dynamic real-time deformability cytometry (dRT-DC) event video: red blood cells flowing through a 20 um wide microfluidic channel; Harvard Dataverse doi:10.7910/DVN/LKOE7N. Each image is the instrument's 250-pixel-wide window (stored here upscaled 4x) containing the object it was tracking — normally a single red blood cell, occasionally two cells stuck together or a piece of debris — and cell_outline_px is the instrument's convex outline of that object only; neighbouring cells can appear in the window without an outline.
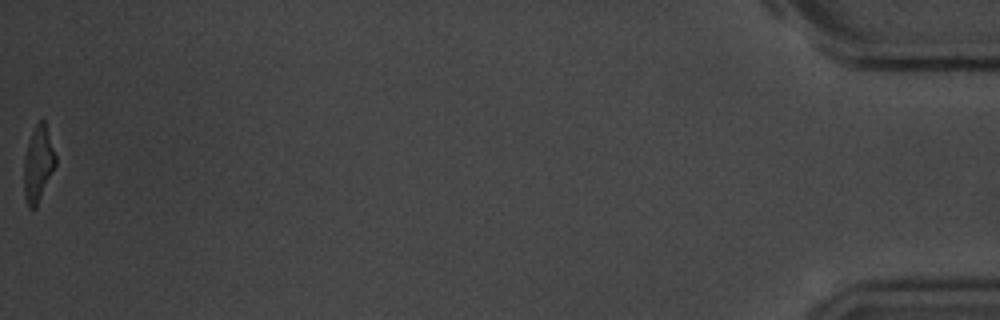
{"species": "common noctule bat (a hibernating species)", "species_latin": "Nyctalus noctula", "temperature_condition": "room temperature", "stored_images_in_passage": 41, "camera_frame_rate_fps": 3000, "um_per_image_px": 0.085, "animal": {"sex": "male", "body_mass_g": 20.1, "forearm_length_mm": 53.5}, "frame": {"image": 1, "passage_image": 41, "time_ms": 13.333, "image_size_px": [1000, 320], "cell_outline_px": [[56, 164], [36, 208], [28, 208], [24, 196], [24, 156], [28, 144], [36, 124], [40, 120], [44, 120], [56, 156]], "centroid_in_image_um": [3.24, 13.98], "position_along_channel_um": 432.0, "area_um2": 13.7}, "authors_computed_cell_mechanics": {"area_um2": 14.9702, "velocity_mm_per_s": 3.6686, "shape_relaxation_time_tau1_ms": 3.8019, "shape_relaxation_time_tau2_ms": 1.6261, "deformation_change_tau1": 0.1758, "deformation_change_tau2": 0.1088}}